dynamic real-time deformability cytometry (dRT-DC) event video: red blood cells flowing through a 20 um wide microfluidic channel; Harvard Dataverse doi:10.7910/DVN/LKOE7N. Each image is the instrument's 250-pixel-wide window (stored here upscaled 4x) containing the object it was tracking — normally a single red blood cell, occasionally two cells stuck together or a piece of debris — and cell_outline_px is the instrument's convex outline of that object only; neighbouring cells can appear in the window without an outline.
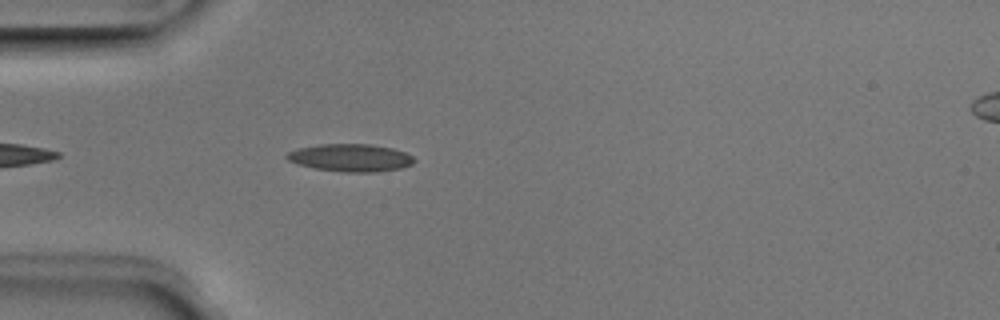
{"species": "Egyptian fruit bat (a non-hibernating species)", "species_latin": "Rousettus aegyptiacus", "temperature_condition": "room temperature", "stored_images_in_passage": 21, "camera_frame_rate_fps": 3000, "um_per_image_px": 0.085, "animal": {"sex": "male"}, "frame": {"image": 1, "passage_image": 4, "time_ms": 1.0, "image_size_px": [1000, 320], "cell_outline_px": [[416, 160], [412, 164], [400, 168], [376, 172], [344, 172], [316, 168], [300, 164], [288, 160], [284, 156], [288, 152], [296, 148], [320, 144], [372, 144], [392, 148], [404, 152], [412, 156]], "centroid_in_image_um": [29.8, 13.4], "position_along_channel_um": 55.2, "area_um2": 20.4}}
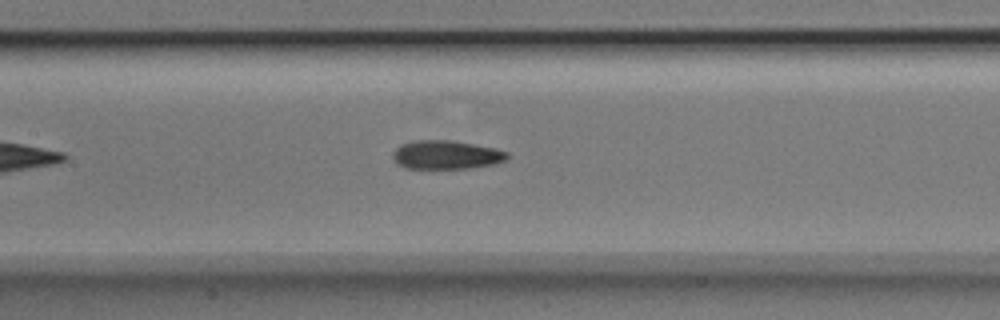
{"frame": {"image": 2, "passage_image": 13, "time_ms": 4.0, "image_size_px": [1000, 320], "cell_outline_px": [[508, 160], [496, 164], [472, 168], [404, 168], [396, 164], [392, 156], [392, 152], [400, 144], [412, 140], [448, 140], [496, 148], [508, 152]], "centroid_in_image_um": [37.92, 13.16], "position_along_channel_um": 169.5, "area_um2": 19.36}}
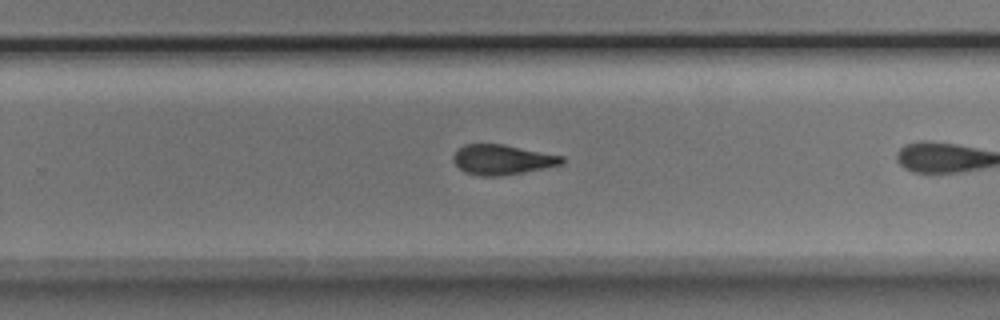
{"frame": {"image": 3, "passage_image": 19, "time_ms": 6.0, "image_size_px": [1000, 320], "cell_outline_px": [[564, 164], [524, 172], [500, 176], [480, 176], [464, 172], [452, 160], [452, 156], [456, 148], [464, 144], [504, 144], [564, 156]], "centroid_in_image_um": [42.67, 13.56], "position_along_channel_um": 287.1, "area_um2": 19.19}}